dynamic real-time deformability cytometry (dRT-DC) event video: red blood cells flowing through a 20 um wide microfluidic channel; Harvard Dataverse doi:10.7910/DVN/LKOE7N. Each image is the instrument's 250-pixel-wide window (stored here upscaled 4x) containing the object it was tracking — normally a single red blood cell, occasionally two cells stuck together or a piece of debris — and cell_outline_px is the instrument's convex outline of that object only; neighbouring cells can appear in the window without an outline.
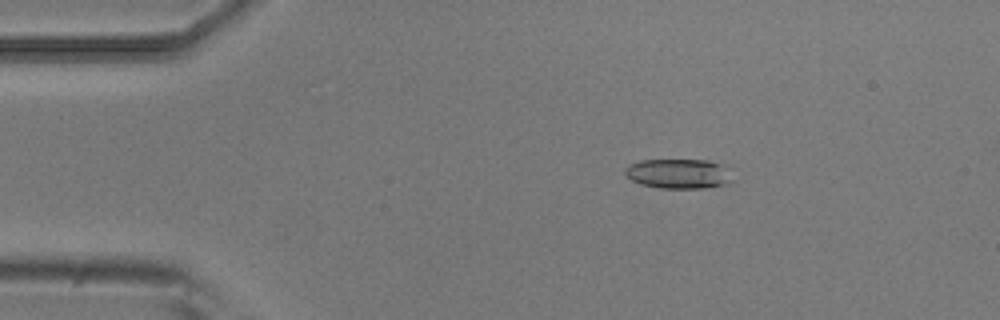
{"species": "common noctule bat (a hibernating species)", "species_latin": "Nyctalus noctula", "temperature_condition": "room temperature", "stored_images_in_passage": 6, "camera_frame_rate_fps": 3000, "um_per_image_px": 0.085, "animal": {"sex": "male", "body_mass_g": 20.5, "forearm_length_mm": 52.5}, "frame": {"image": 1, "passage_image": 3, "time_ms": 0.667, "image_size_px": [1000, 320], "cell_outline_px": [[736, 180], [728, 184], [704, 188], [660, 188], [640, 184], [632, 180], [624, 172], [624, 168], [628, 164], [640, 160], [708, 160], [728, 164]], "centroid_in_image_um": [57.79, 14.75], "position_along_channel_um": 27.2, "area_um2": 19.31}}
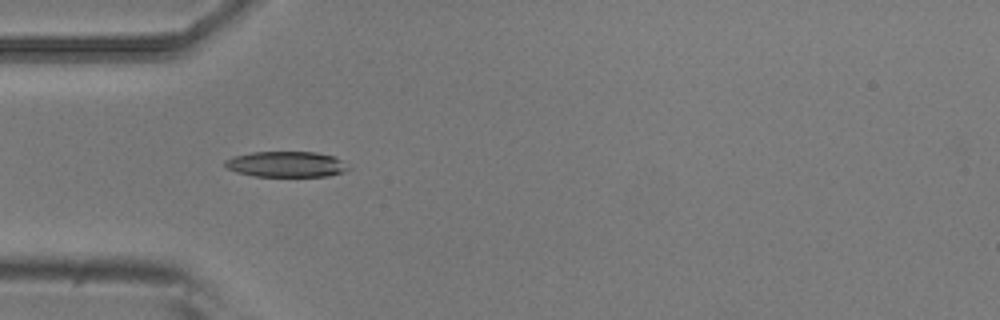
{"frame": {"image": 2, "passage_image": 5, "time_ms": 1.333, "image_size_px": [1000, 320], "cell_outline_px": [[352, 168], [344, 172], [328, 176], [252, 176], [236, 172], [228, 168], [224, 164], [224, 160], [232, 156], [252, 152], [316, 152], [336, 156]], "centroid_in_image_um": [24.35, 13.96], "position_along_channel_um": 60.6, "area_um2": 18.67}}
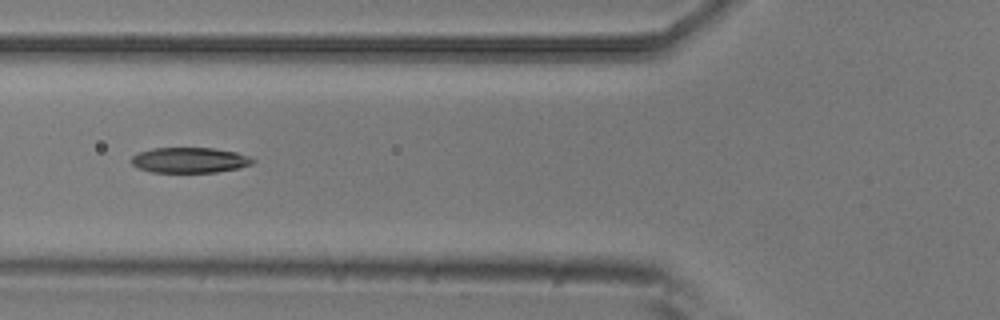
{"frame": {"image": 3, "passage_image": 6, "time_ms": 1.667, "image_size_px": [1000, 320], "cell_outline_px": [[256, 160], [252, 164], [240, 168], [216, 172], [152, 172], [136, 168], [132, 164], [132, 156], [140, 152], [152, 148], [212, 148], [236, 152], [248, 156]], "centroid_in_image_um": [16.13, 13.61], "position_along_channel_um": 109.7, "area_um2": 17.98}}